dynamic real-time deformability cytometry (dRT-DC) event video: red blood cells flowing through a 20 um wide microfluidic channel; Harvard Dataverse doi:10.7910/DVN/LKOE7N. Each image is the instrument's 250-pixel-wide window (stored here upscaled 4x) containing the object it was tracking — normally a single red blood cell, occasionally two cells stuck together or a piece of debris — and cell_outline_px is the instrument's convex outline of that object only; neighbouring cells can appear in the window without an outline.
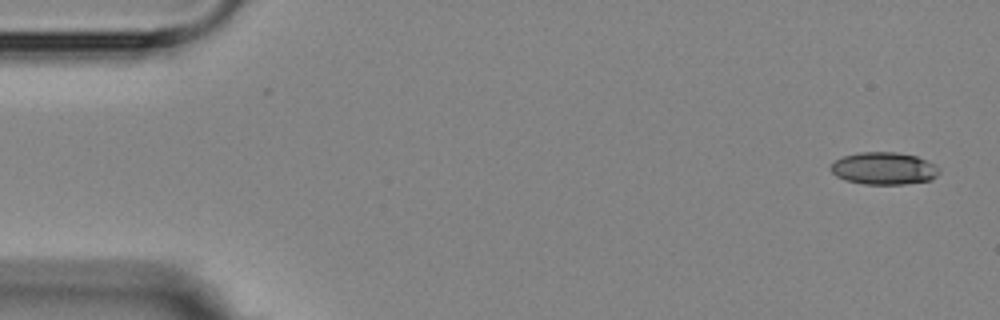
{"species": "Egyptian fruit bat (a non-hibernating species)", "species_latin": "Rousettus aegyptiacus", "temperature_condition": "room temperature", "stored_images_in_passage": 5, "camera_frame_rate_fps": 3000, "um_per_image_px": 0.085, "animal": {"sex": "female"}, "frame": {"image": 1, "passage_image": 1, "time_ms": 0.0, "image_size_px": [1000, 320], "cell_outline_px": [[940, 172], [932, 180], [904, 184], [864, 184], [844, 180], [836, 176], [832, 172], [832, 164], [836, 160], [844, 156], [860, 152], [896, 152], [916, 156], [928, 160]], "centroid_in_image_um": [75.13, 14.32], "position_along_channel_um": 9.9, "area_um2": 20.29}}
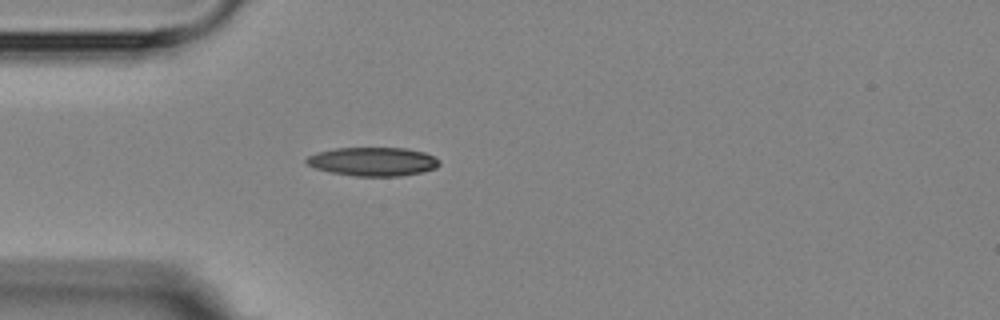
{"frame": {"image": 2, "passage_image": 5, "time_ms": 4.333, "image_size_px": [1000, 320], "cell_outline_px": [[440, 164], [436, 168], [420, 172], [400, 176], [356, 176], [328, 172], [316, 168], [308, 164], [304, 160], [308, 156], [316, 152], [336, 148], [408, 148], [424, 152], [440, 160]], "centroid_in_image_um": [31.69, 13.73], "position_along_channel_um": 53.3, "area_um2": 22.25}}